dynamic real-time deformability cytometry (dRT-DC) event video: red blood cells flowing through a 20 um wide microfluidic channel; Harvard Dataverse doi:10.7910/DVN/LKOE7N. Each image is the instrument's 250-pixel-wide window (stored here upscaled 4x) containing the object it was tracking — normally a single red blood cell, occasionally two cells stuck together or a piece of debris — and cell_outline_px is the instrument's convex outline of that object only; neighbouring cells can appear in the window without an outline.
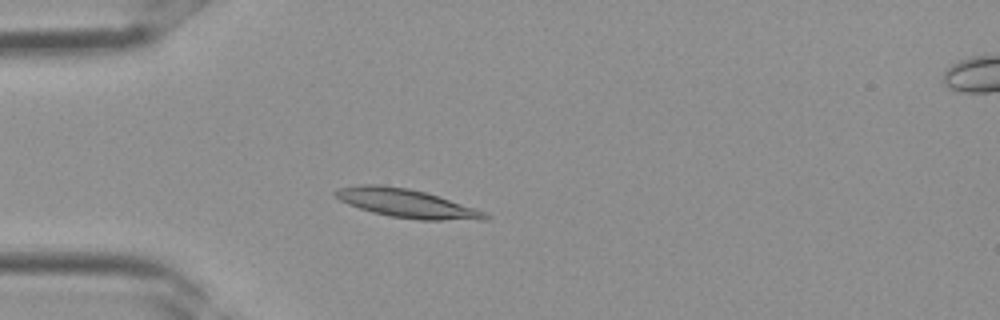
{"species": "Egyptian fruit bat (a non-hibernating species)", "species_latin": "Rousettus aegyptiacus", "temperature_condition": "room temperature", "stored_images_in_passage": 3, "camera_frame_rate_fps": 3000, "um_per_image_px": 0.085, "frame": {"image": 1, "passage_image": 2, "time_ms": 0.333, "image_size_px": [1000, 320], "cell_outline_px": [[492, 216], [488, 220], [420, 220], [388, 216], [372, 212], [348, 204], [332, 196], [332, 192], [336, 188], [360, 184], [380, 184], [408, 188], [424, 192], [484, 212]], "centroid_in_image_um": [34.47, 17.28], "position_along_channel_um": 50.5, "area_um2": 24.85}}